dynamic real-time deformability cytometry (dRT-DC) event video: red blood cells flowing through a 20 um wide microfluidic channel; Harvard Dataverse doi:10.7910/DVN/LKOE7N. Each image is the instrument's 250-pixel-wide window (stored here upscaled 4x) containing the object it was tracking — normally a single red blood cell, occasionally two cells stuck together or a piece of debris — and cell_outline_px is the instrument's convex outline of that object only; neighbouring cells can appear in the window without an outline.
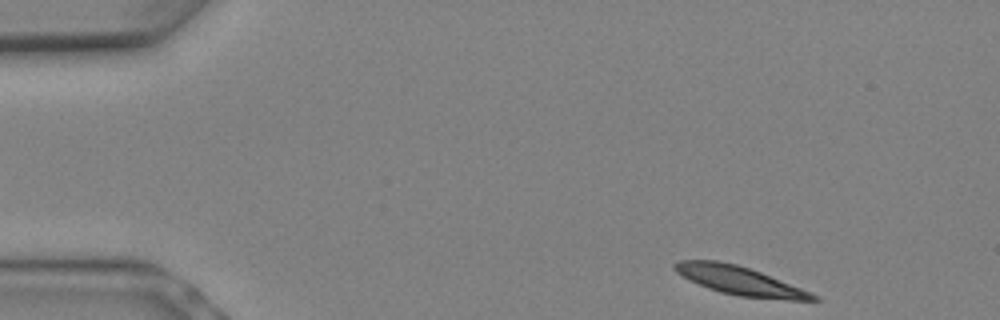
{"species": "Egyptian fruit bat (a non-hibernating species)", "species_latin": "Rousettus aegyptiacus", "temperature_condition": "warm", "stored_images_in_passage": 6, "camera_frame_rate_fps": 3000, "um_per_image_px": 0.085, "animal": {"sex": "female"}, "frame": {"image": 1, "passage_image": 1, "time_ms": 0.0, "image_size_px": [1000, 320], "cell_outline_px": [[820, 300], [788, 300], [740, 296], [720, 292], [708, 288], [676, 272], [672, 268], [672, 264], [680, 260], [716, 260], [736, 264], [760, 272], [820, 296]], "centroid_in_image_um": [62.87, 23.85], "position_along_channel_um": 22.1, "area_um2": 22.66}}
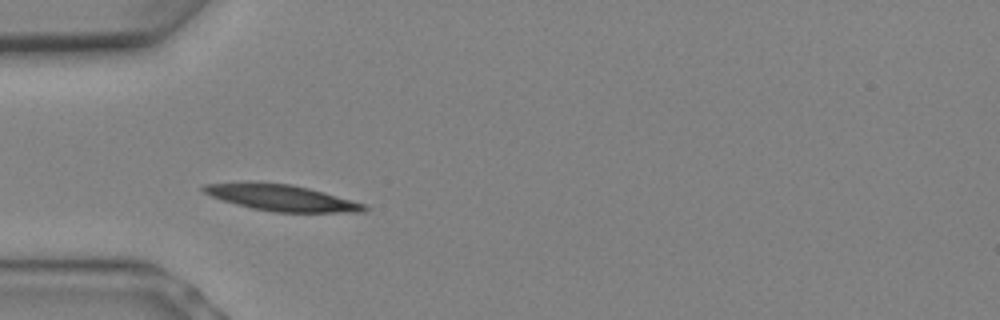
{"frame": {"image": 2, "passage_image": 5, "time_ms": 1.333, "image_size_px": [1000, 320], "cell_outline_px": [[368, 208], [364, 212], [276, 212], [252, 208], [236, 204], [212, 196], [204, 192], [200, 188], [204, 184], [292, 184], [324, 192], [364, 204]], "centroid_in_image_um": [24.0, 16.84], "position_along_channel_um": 61.0, "area_um2": 23.47}}